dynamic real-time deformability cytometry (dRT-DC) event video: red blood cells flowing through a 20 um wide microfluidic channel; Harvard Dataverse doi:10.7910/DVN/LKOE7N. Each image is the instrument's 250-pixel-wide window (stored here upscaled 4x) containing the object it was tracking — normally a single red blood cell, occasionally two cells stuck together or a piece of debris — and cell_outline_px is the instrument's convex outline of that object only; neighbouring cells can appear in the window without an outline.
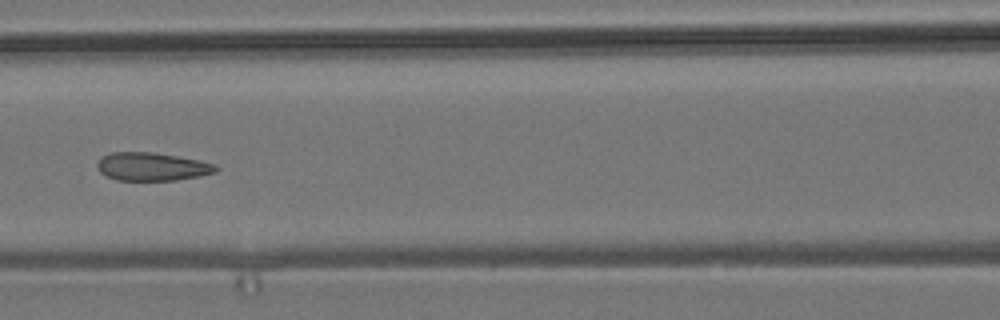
{"species": "common noctule bat (a hibernating species)", "species_latin": "Nyctalus noctula", "temperature_condition": "room temperature", "stored_images_in_passage": 7, "camera_frame_rate_fps": 3000, "um_per_image_px": 0.085, "animal": {"sex": "male", "body_mass_g": 19.2, "forearm_length_mm": 51.8}, "frame": {"image": 1, "passage_image": 7, "time_ms": 7.0, "image_size_px": [1000, 320], "cell_outline_px": [[220, 168], [216, 172], [200, 176], [176, 180], [116, 180], [100, 172], [96, 164], [104, 156], [112, 152], [156, 152], [200, 160], [216, 164]], "centroid_in_image_um": [12.98, 14.16], "position_along_channel_um": 153.6, "area_um2": 19.54}}